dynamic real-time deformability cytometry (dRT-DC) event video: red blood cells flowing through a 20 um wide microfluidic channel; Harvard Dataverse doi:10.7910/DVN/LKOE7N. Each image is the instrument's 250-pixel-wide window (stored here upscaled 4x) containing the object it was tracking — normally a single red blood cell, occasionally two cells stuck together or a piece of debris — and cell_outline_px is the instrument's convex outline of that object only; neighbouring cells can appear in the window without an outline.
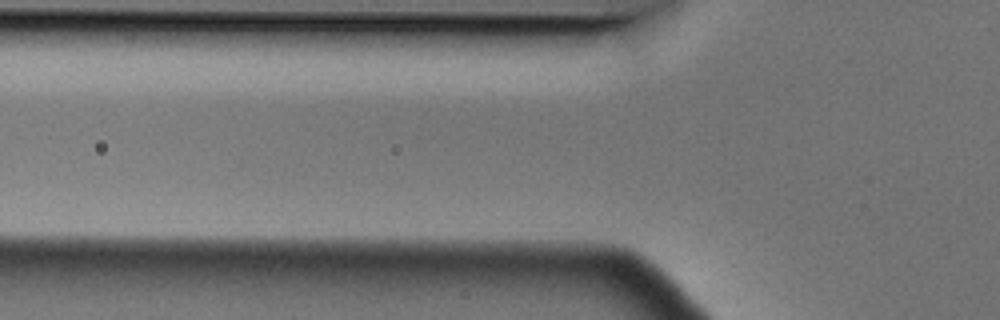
{"species": "Egyptian fruit bat (a non-hibernating species)", "species_latin": "Rousettus aegyptiacus", "temperature_condition": "cold", "stored_images_in_passage": 3, "camera_frame_rate_fps": 3000, "um_per_image_px": 0.085, "animal": {"sex": "male"}, "frame": {"image": 1, "passage_image": 3, "time_ms": 0.667, "image_size_px": [1000, 320], "cell_outline_px": [[684, 304], [568, 256], [572, 252], [624, 252], [648, 264], [672, 284], [676, 288], [684, 300]], "centroid_in_image_um": [53.56, 23.06], "position_along_channel_um": 72.2, "area_um2": 15.14}}